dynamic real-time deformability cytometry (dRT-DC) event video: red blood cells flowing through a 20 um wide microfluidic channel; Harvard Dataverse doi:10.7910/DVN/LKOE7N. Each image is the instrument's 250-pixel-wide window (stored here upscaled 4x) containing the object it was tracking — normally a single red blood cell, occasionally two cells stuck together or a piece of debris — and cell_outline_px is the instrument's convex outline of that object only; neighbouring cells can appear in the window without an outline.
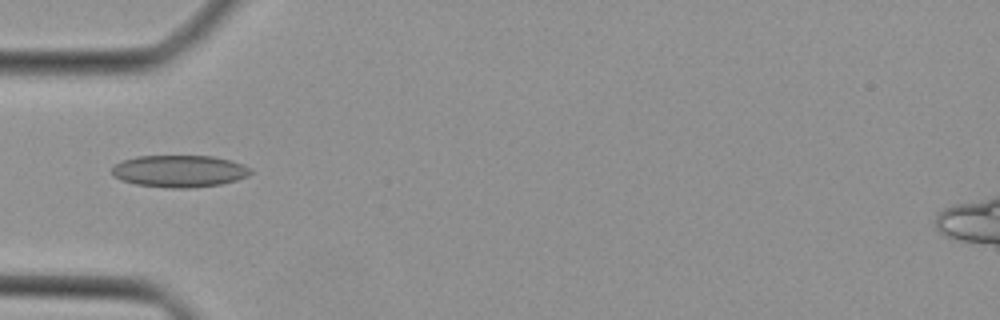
{"species": "Egyptian fruit bat (a non-hibernating species)", "species_latin": "Rousettus aegyptiacus", "temperature_condition": "cold", "stored_images_in_passage": 44, "camera_frame_rate_fps": 3000, "um_per_image_px": 0.085, "animal": {"sex": "female"}, "frame": {"image": 1, "passage_image": 14, "time_ms": 4.333, "image_size_px": [1000, 320], "cell_outline_px": [[252, 172], [248, 176], [236, 180], [220, 184], [192, 188], [168, 188], [136, 184], [120, 180], [112, 176], [112, 168], [116, 164], [124, 160], [136, 156], [212, 156], [232, 160], [244, 164], [252, 168]], "centroid_in_image_um": [15.27, 14.55], "position_along_channel_um": 69.7, "area_um2": 26.07}}
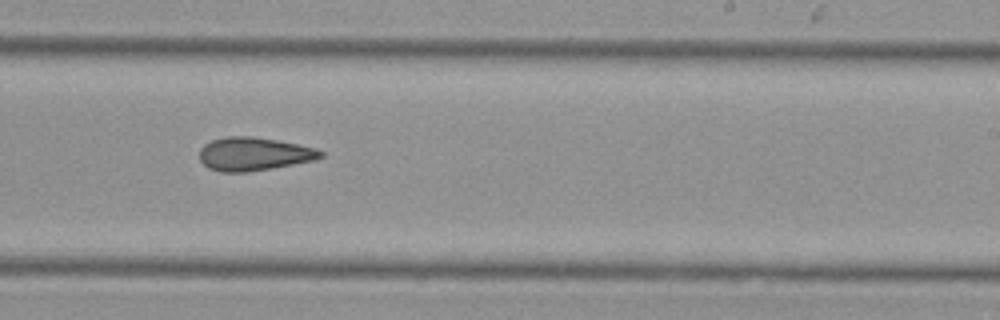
{"frame": {"image": 2, "passage_image": 27, "time_ms": 8.667, "image_size_px": [1000, 320], "cell_outline_px": [[324, 156], [316, 160], [272, 168], [248, 172], [220, 172], [208, 168], [200, 160], [200, 148], [204, 144], [212, 140], [224, 136], [252, 136], [276, 140], [316, 148], [324, 152]], "centroid_in_image_um": [21.57, 13.09], "position_along_channel_um": 267.4, "area_um2": 23.64}}
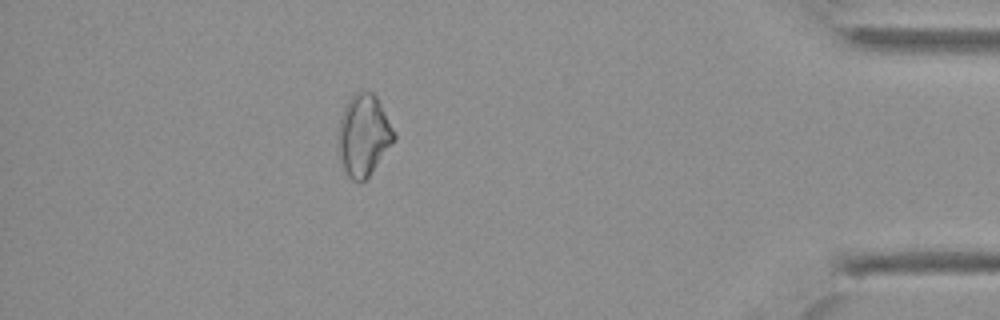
{"frame": {"image": 3, "passage_image": 39, "time_ms": 12.667, "image_size_px": [1000, 320], "cell_outline_px": [[396, 140], [368, 176], [360, 184], [352, 180], [348, 176], [344, 168], [336, 144], [336, 136], [340, 116], [344, 104], [352, 96], [360, 92], [372, 92], [376, 96], [396, 136]], "centroid_in_image_um": [30.87, 11.52], "position_along_channel_um": 404.3, "area_um2": 26.53}}